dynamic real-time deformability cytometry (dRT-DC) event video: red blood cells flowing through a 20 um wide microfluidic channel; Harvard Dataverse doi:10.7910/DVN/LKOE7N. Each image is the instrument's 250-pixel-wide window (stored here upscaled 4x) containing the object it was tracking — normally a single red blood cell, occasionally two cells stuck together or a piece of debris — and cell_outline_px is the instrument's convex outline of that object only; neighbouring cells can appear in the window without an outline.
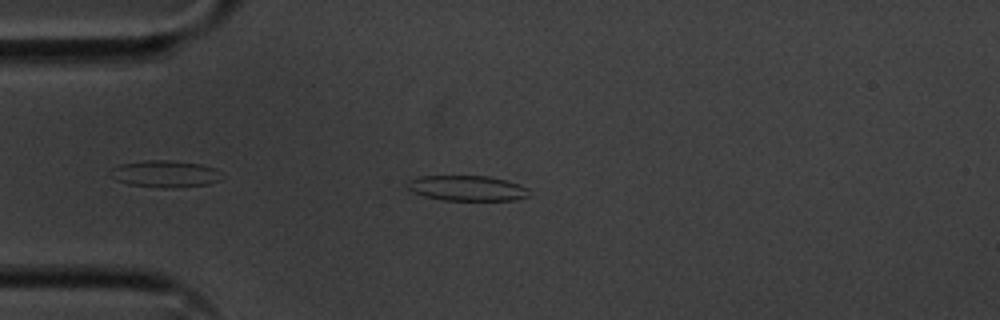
{"species": "common noctule bat (a hibernating species)", "species_latin": "Nyctalus noctula", "temperature_condition": "cold", "stored_images_in_passage": 41, "camera_frame_rate_fps": 3000, "um_per_image_px": 0.085, "animal": {"sex": "male", "body_mass_g": 20.1, "forearm_length_mm": 53.5}, "frame": {"image": 1, "passage_image": 5, "time_ms": 1.333, "image_size_px": [1000, 320], "cell_outline_px": [[528, 196], [516, 200], [440, 200], [424, 196], [412, 192], [408, 188], [408, 180], [420, 176], [488, 176], [520, 184], [528, 188]], "centroid_in_image_um": [39.69, 16.0], "position_along_channel_um": 45.3, "area_um2": 17.92}}
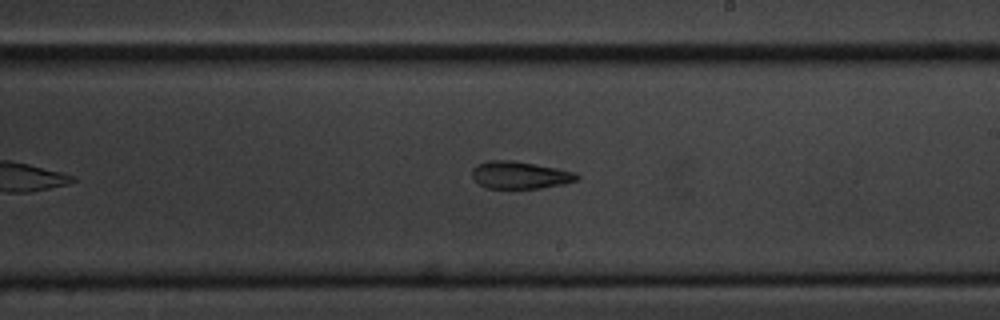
{"frame": {"image": 2, "passage_image": 23, "time_ms": 7.333, "image_size_px": [1000, 320], "cell_outline_px": [[580, 176], [576, 180], [564, 184], [540, 188], [488, 188], [480, 184], [472, 176], [472, 168], [476, 164], [488, 160], [512, 160], [556, 168], [576, 172]], "centroid_in_image_um": [44.19, 14.87], "position_along_channel_um": 244.8, "area_um2": 16.65}}
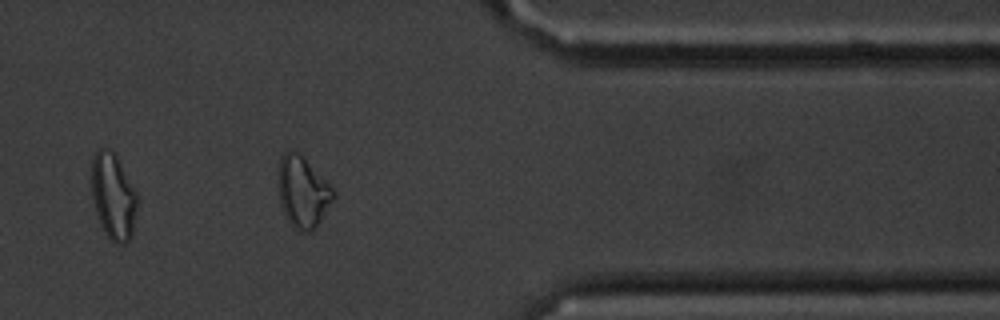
{"frame": {"image": 3, "passage_image": 36, "time_ms": 11.667, "image_size_px": [1000, 320], "cell_outline_px": [[336, 196], [316, 228], [308, 232], [300, 232], [288, 220], [280, 204], [280, 156], [284, 152], [292, 148], [300, 152], [336, 192]], "centroid_in_image_um": [25.77, 16.3], "position_along_channel_um": 385.6, "area_um2": 22.66}, "authors_computed_cell_mechanics": {"area_um2": 17.918, "velocity_mm_per_s": 3.5887, "shape_relaxation_time_tau1_ms": 8.3772, "shape_relaxation_time_tau2_ms": 5.956, "deformation_change_tau1": 0.1857, "deformation_change_tau2": 0.1468}}